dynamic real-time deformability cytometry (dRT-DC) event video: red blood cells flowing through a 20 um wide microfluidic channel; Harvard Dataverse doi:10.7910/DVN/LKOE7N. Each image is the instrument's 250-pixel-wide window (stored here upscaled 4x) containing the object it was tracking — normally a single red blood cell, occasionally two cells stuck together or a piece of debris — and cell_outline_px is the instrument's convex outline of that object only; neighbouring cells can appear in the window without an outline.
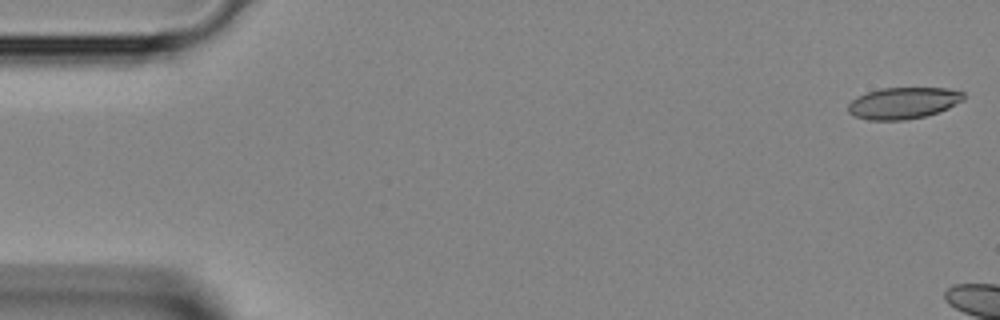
{"species": "Egyptian fruit bat (a non-hibernating species)", "species_latin": "Rousettus aegyptiacus", "temperature_condition": "room temperature", "stored_images_in_passage": 4, "camera_frame_rate_fps": 3000, "um_per_image_px": 0.085, "animal": {"sex": "female"}, "frame": {"image": 1, "passage_image": 1, "time_ms": 0.0, "image_size_px": [1000, 320], "cell_outline_px": [[964, 100], [948, 108], [924, 116], [904, 120], [868, 120], [856, 116], [848, 112], [848, 104], [856, 96], [880, 88], [948, 88], [964, 92]], "centroid_in_image_um": [76.77, 8.75], "position_along_channel_um": 8.2, "area_um2": 21.15}}